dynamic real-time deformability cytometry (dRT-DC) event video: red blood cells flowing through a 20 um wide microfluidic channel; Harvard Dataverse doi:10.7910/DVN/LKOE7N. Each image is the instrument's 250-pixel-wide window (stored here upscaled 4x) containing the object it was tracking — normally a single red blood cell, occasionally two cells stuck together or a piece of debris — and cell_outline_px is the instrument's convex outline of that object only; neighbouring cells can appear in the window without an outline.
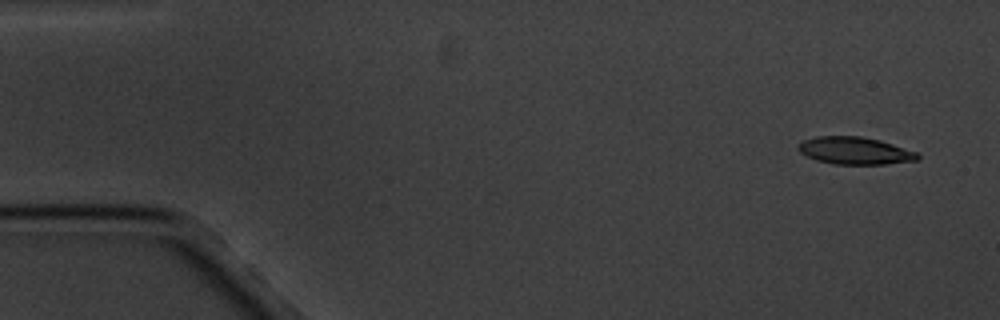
{"species": "common noctule bat (a hibernating species)", "species_latin": "Nyctalus noctula", "temperature_condition": "cold", "stored_images_in_passage": 10, "camera_frame_rate_fps": 3000, "um_per_image_px": 0.085, "animal": {"sex": "male", "body_mass_g": 20.1, "forearm_length_mm": 53.5}, "frame": {"image": 1, "passage_image": 1, "time_ms": 0.0, "image_size_px": [1000, 320], "cell_outline_px": [[920, 156], [916, 160], [884, 164], [832, 164], [816, 160], [800, 152], [796, 148], [804, 140], [816, 136], [860, 136], [880, 140], [916, 152]], "centroid_in_image_um": [72.64, 12.81], "position_along_channel_um": 12.4, "area_um2": 18.84}}
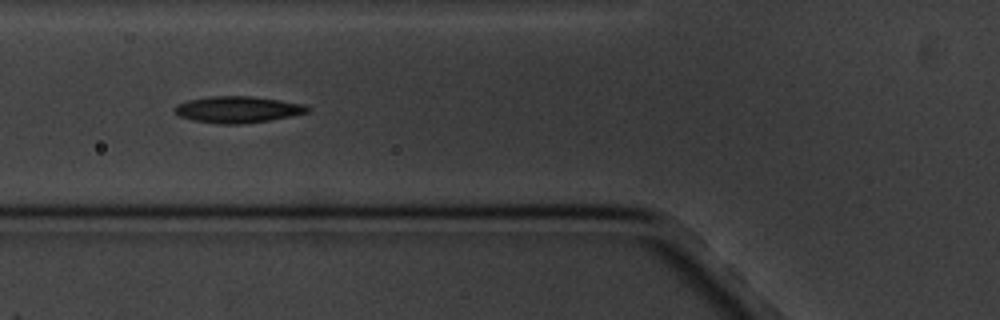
{"frame": {"image": 2, "passage_image": 6, "time_ms": 6.0, "image_size_px": [1000, 320], "cell_outline_px": [[312, 108], [308, 112], [292, 116], [244, 124], [220, 124], [192, 120], [180, 116], [172, 112], [172, 108], [176, 104], [188, 100], [212, 96], [252, 96], [280, 100], [304, 104]], "centroid_in_image_um": [20.18, 9.31], "position_along_channel_um": 105.6, "area_um2": 20.69}}
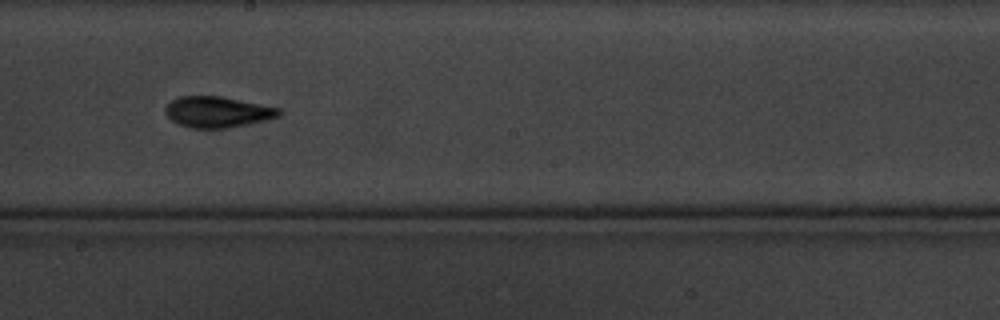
{"frame": {"image": 3, "passage_image": 9, "time_ms": 9.667, "image_size_px": [1000, 320], "cell_outline_px": [[280, 116], [248, 124], [228, 128], [192, 128], [180, 124], [172, 120], [164, 112], [164, 108], [172, 100], [180, 96], [220, 96], [280, 108]], "centroid_in_image_um": [18.47, 9.51], "position_along_channel_um": 229.7, "area_um2": 20.29}}